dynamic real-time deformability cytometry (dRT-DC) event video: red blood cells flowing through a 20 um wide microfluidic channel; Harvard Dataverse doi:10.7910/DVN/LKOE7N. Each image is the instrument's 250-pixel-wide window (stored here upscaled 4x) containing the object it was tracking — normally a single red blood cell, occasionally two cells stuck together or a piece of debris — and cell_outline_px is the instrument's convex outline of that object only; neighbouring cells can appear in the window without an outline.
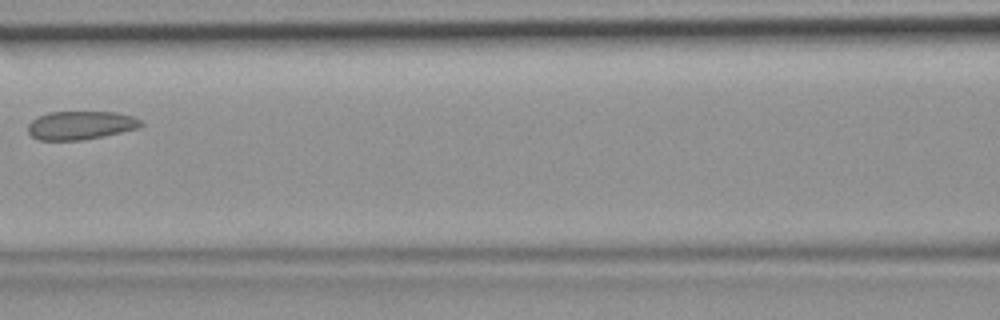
{"species": "common noctule bat (a hibernating species)", "species_latin": "Nyctalus noctula", "temperature_condition": "room temperature", "stored_images_in_passage": 3, "camera_frame_rate_fps": 3000, "um_per_image_px": 0.085, "animal": {"sex": "female", "body_mass_g": 19.9}, "frame": {"image": 1, "passage_image": 3, "time_ms": 0.667, "image_size_px": [1000, 320], "cell_outline_px": [[144, 124], [140, 128], [80, 140], [40, 140], [32, 136], [28, 132], [28, 124], [32, 120], [48, 112], [116, 112], [132, 116], [140, 120]], "centroid_in_image_um": [6.85, 10.64], "position_along_channel_um": 159.7, "area_um2": 18.55}}